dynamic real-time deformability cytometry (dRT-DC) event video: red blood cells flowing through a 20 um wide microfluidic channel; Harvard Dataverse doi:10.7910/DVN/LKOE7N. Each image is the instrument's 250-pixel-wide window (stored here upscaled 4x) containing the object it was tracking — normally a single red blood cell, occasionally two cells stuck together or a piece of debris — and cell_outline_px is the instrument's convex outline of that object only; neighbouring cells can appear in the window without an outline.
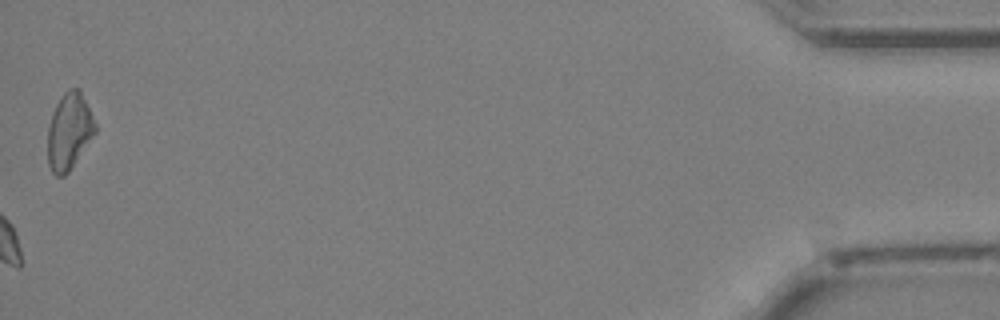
{"species": "Egyptian fruit bat (a non-hibernating species)", "species_latin": "Rousettus aegyptiacus", "temperature_condition": "cold", "stored_images_in_passage": 43, "camera_frame_rate_fps": 3000, "um_per_image_px": 0.085, "animal": {"sex": "female"}, "frame": {"image": 1, "passage_image": 43, "time_ms": 14.0, "image_size_px": [1000, 320], "cell_outline_px": [[96, 132], [68, 172], [64, 176], [56, 176], [52, 172], [48, 164], [48, 128], [52, 112], [56, 104], [64, 92], [68, 88], [80, 88], [96, 124]], "centroid_in_image_um": [5.87, 11.14], "position_along_channel_um": 429.3, "area_um2": 21.1}}